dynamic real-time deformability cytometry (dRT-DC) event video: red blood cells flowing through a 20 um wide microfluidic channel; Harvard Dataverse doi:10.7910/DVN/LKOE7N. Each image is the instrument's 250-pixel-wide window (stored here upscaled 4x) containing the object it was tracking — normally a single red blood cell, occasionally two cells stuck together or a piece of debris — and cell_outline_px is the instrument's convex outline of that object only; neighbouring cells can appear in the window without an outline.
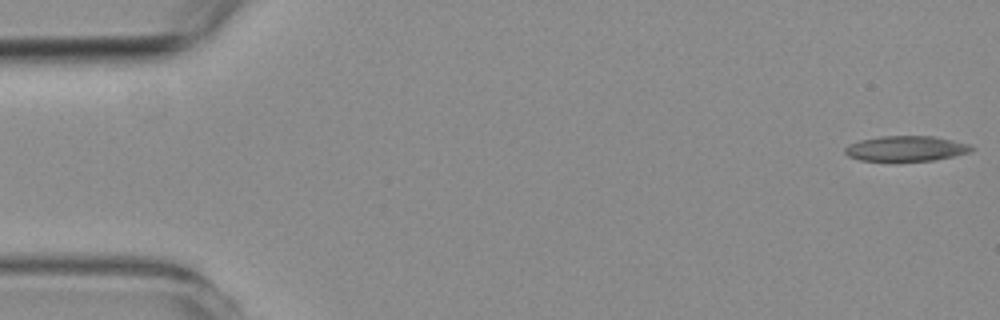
{"species": "common noctule bat (a hibernating species)", "species_latin": "Nyctalus noctula", "temperature_condition": "room temperature", "stored_images_in_passage": 5, "camera_frame_rate_fps": 3000, "um_per_image_px": 0.085, "animal": {"sex": "female", "body_mass_g": 19.3, "forearm_length_mm": 54.1}, "frame": {"image": 1, "passage_image": 1, "time_ms": 0.0, "image_size_px": [1000, 320], "cell_outline_px": [[976, 148], [968, 152], [936, 160], [860, 160], [848, 156], [844, 152], [844, 148], [848, 144], [860, 140], [880, 136], [936, 136], [972, 144]], "centroid_in_image_um": [77.04, 12.6], "position_along_channel_um": 8.0, "area_um2": 18.61}}